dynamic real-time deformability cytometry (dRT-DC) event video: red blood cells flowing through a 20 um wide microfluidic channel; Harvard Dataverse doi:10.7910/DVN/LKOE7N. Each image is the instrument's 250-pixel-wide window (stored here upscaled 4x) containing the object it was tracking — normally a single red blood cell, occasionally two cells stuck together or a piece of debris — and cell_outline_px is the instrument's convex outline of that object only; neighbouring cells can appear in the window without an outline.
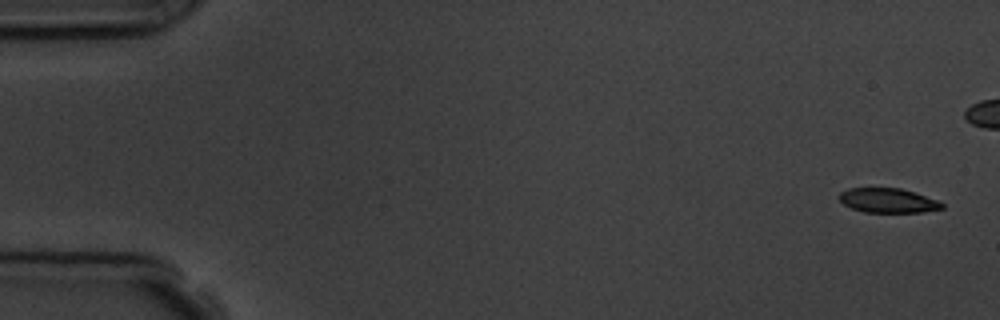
{"species": "common noctule bat (a hibernating species)", "species_latin": "Nyctalus noctula", "temperature_condition": "room temperature", "stored_images_in_passage": 6, "camera_frame_rate_fps": 3000, "um_per_image_px": 0.085, "animal": {"sex": "male", "body_mass_g": 19.5, "forearm_length_mm": 54.6}, "frame": {"image": 1, "passage_image": 1, "time_ms": 0.0, "image_size_px": [1000, 320], "cell_outline_px": [[944, 208], [920, 212], [864, 212], [852, 208], [844, 204], [840, 200], [840, 192], [848, 188], [900, 188], [936, 200], [944, 204]], "centroid_in_image_um": [75.45, 17.04], "position_along_channel_um": 9.5, "area_um2": 14.39}}
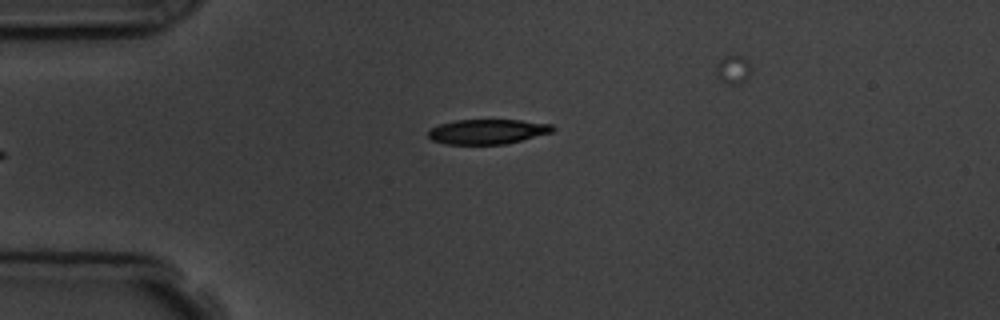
{"frame": {"image": 2, "passage_image": 6, "time_ms": 5.667, "image_size_px": [1000, 320], "cell_outline_px": [[556, 128], [552, 132], [504, 144], [444, 144], [432, 140], [428, 136], [428, 132], [432, 128], [440, 124], [456, 120], [520, 120], [552, 124]], "centroid_in_image_um": [41.43, 11.18], "position_along_channel_um": 43.6, "area_um2": 17.86}}